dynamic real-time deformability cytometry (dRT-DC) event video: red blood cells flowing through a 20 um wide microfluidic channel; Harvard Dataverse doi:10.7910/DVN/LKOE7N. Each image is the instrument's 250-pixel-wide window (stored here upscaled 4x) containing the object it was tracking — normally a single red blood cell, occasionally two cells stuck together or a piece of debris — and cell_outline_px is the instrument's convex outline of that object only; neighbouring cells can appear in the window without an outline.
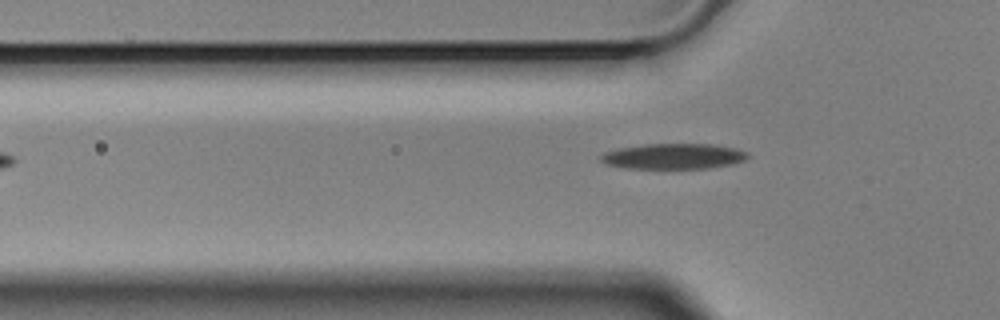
{"species": "Egyptian fruit bat (a non-hibernating species)", "species_latin": "Rousettus aegyptiacus", "temperature_condition": "cold", "stored_images_in_passage": 13, "camera_frame_rate_fps": 3000, "um_per_image_px": 0.085, "animal": {"sex": "male"}, "frame": {"image": 1, "passage_image": 4, "time_ms": 1.0, "image_size_px": [1000, 320], "cell_outline_px": [[748, 156], [744, 160], [732, 164], [708, 168], [624, 168], [604, 164], [600, 160], [600, 156], [604, 152], [616, 148], [644, 144], [712, 144], [736, 148], [748, 152]], "centroid_in_image_um": [57.21, 13.28], "position_along_channel_um": 68.6, "area_um2": 21.96}}
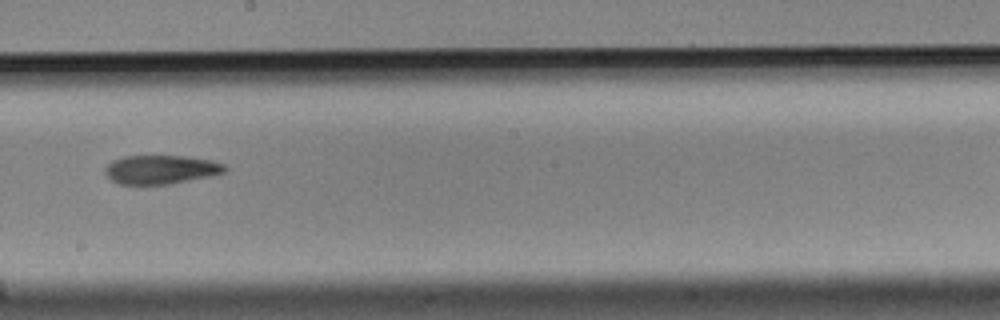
{"frame": {"image": 2, "passage_image": 8, "time_ms": 2.333, "image_size_px": [1000, 320], "cell_outline_px": [[228, 168], [224, 172], [208, 176], [172, 184], [120, 184], [112, 180], [104, 172], [104, 168], [112, 160], [124, 156], [188, 156], [212, 160], [224, 164]], "centroid_in_image_um": [13.67, 14.4], "position_along_channel_um": 234.5, "area_um2": 20.11}}
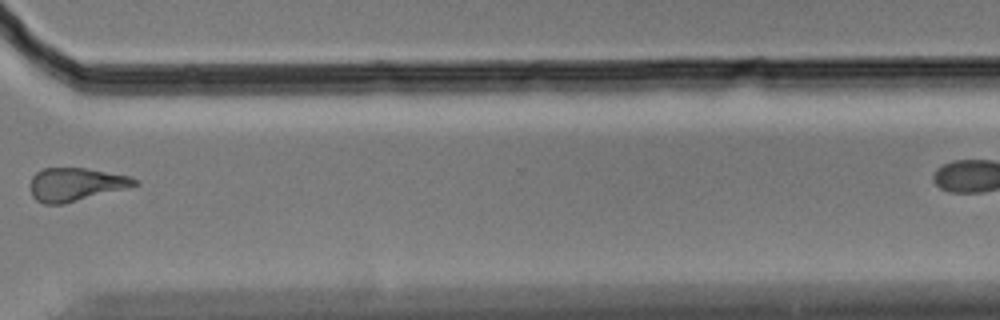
{"frame": {"image": 3, "passage_image": 11, "time_ms": 3.333, "image_size_px": [1000, 320], "cell_outline_px": [[140, 184], [64, 204], [44, 204], [36, 200], [32, 196], [28, 188], [32, 176], [36, 172], [44, 168], [84, 168], [128, 176], [136, 180]], "centroid_in_image_um": [6.35, 15.68], "position_along_channel_um": 364.3, "area_um2": 20.06}}